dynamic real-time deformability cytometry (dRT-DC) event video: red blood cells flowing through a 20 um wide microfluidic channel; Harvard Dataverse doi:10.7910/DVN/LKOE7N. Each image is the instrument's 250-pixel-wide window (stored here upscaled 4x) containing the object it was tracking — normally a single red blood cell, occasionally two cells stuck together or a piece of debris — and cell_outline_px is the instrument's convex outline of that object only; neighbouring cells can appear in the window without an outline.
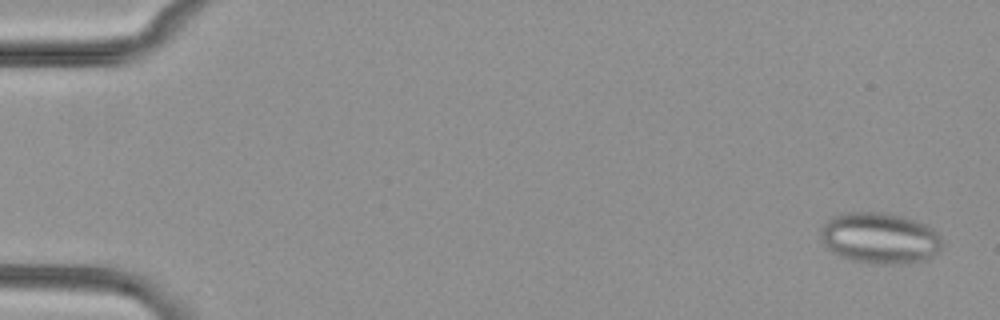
{"species": "common noctule bat (a hibernating species)", "species_latin": "Nyctalus noctula", "temperature_condition": "cold", "stored_images_in_passage": 5, "camera_frame_rate_fps": 3000, "um_per_image_px": 0.085, "animal": {"sex": "female", "body_mass_g": 29.2, "forearm_length_mm": 56.3}, "frame": {"image": 1, "passage_image": 1, "time_ms": 0.0, "image_size_px": [1000, 320], "cell_outline_px": [[940, 252], [936, 256], [928, 260], [904, 264], [876, 264], [852, 260], [832, 252], [820, 240], [820, 228], [832, 216], [848, 212], [884, 212], [900, 216], [924, 224], [932, 228], [940, 236]], "centroid_in_image_um": [74.78, 20.25], "position_along_channel_um": 10.2, "area_um2": 36.36}}